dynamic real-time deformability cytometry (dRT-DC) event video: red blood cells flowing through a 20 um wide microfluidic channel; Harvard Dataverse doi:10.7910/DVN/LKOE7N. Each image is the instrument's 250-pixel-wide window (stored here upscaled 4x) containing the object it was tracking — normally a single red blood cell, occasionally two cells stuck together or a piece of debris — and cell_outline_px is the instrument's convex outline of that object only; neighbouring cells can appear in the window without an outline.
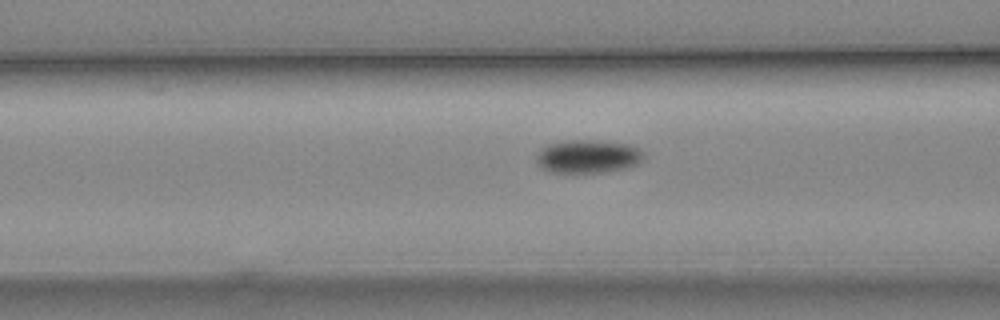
{"species": "common noctule bat (a hibernating species)", "species_latin": "Nyctalus noctula", "temperature_condition": "cold", "stored_images_in_passage": 24, "camera_frame_rate_fps": 3000, "um_per_image_px": 0.085, "animal": {"sex": "male", "body_mass_g": 19.2, "forearm_length_mm": 51.8}, "frame": {"image": 1, "passage_image": 18, "time_ms": 5.667, "image_size_px": [1000, 320], "cell_outline_px": [[644, 156], [636, 164], [628, 168], [604, 172], [552, 172], [544, 168], [536, 160], [536, 156], [548, 144], [572, 140], [592, 140], [628, 144], [640, 148], [644, 152]], "centroid_in_image_um": [50.03, 13.29], "position_along_channel_um": 116.6, "area_um2": 20.46}}
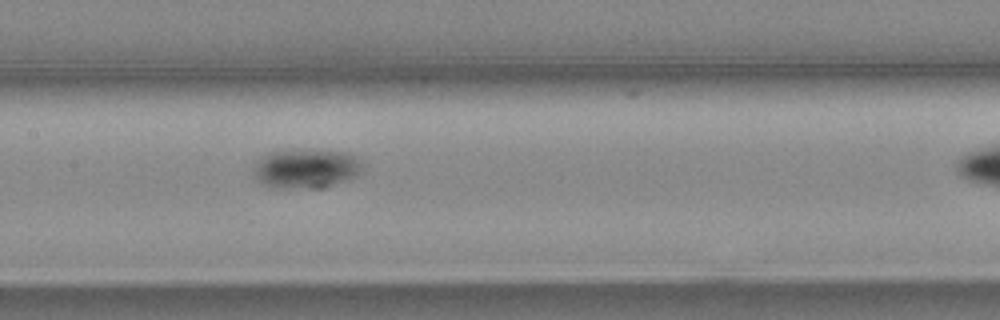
{"frame": {"image": 2, "passage_image": 23, "time_ms": 7.333, "image_size_px": [1000, 320], "cell_outline_px": [[356, 176], [324, 188], [312, 188], [268, 184], [260, 180], [256, 176], [256, 172], [260, 160], [276, 152], [336, 152], [352, 156], [356, 164]], "centroid_in_image_um": [26.04, 14.37], "position_along_channel_um": 181.4, "area_um2": 22.02}}